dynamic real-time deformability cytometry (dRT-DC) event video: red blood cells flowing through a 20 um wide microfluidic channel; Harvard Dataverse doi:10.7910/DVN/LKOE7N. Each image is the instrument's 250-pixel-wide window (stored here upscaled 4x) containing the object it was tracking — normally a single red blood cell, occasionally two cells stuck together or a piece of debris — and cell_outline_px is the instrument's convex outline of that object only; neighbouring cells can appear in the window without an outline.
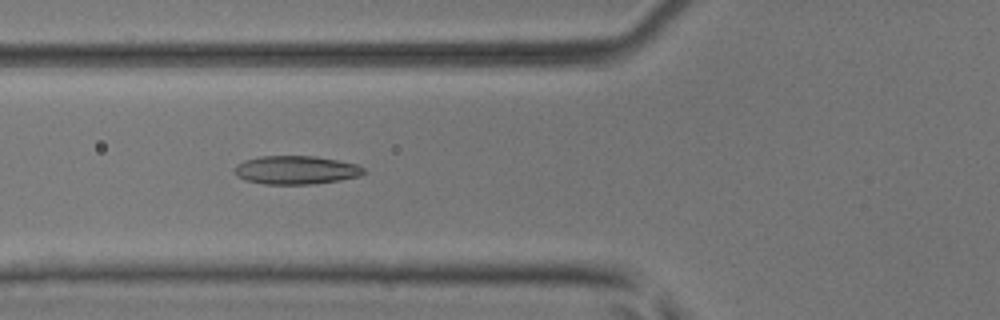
{"species": "common noctule bat (a hibernating species)", "species_latin": "Nyctalus noctula", "temperature_condition": "room temperature", "stored_images_in_passage": 50, "camera_frame_rate_fps": 3000, "um_per_image_px": 0.085, "animal": {"sex": "male", "body_mass_g": 17.9, "forearm_length_mm": 54.2}, "frame": {"image": 1, "passage_image": 19, "time_ms": 6.0, "image_size_px": [1000, 320], "cell_outline_px": [[364, 172], [360, 176], [340, 180], [312, 184], [264, 184], [244, 180], [236, 176], [236, 164], [244, 160], [260, 156], [316, 156], [356, 164], [364, 168]], "centroid_in_image_um": [25.14, 14.45], "position_along_channel_um": 100.7, "area_um2": 21.39}}
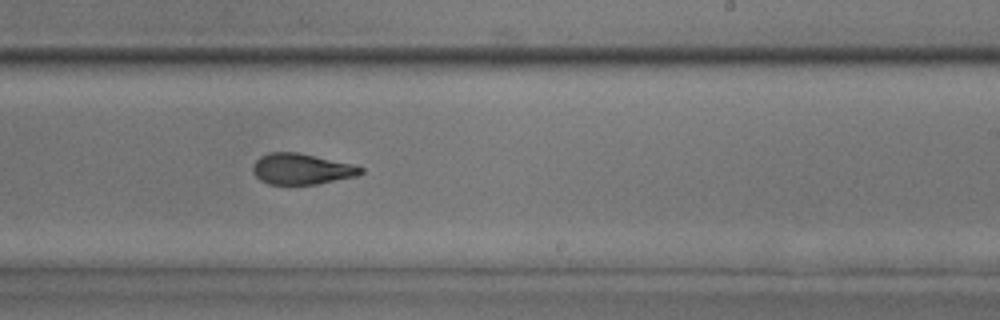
{"frame": {"image": 2, "passage_image": 31, "time_ms": 10.0, "image_size_px": [1000, 320], "cell_outline_px": [[364, 172], [356, 176], [316, 184], [268, 184], [260, 180], [252, 172], [252, 164], [260, 156], [268, 152], [296, 152], [352, 164], [364, 168]], "centroid_in_image_um": [25.59, 14.36], "position_along_channel_um": 263.4, "area_um2": 19.36}}
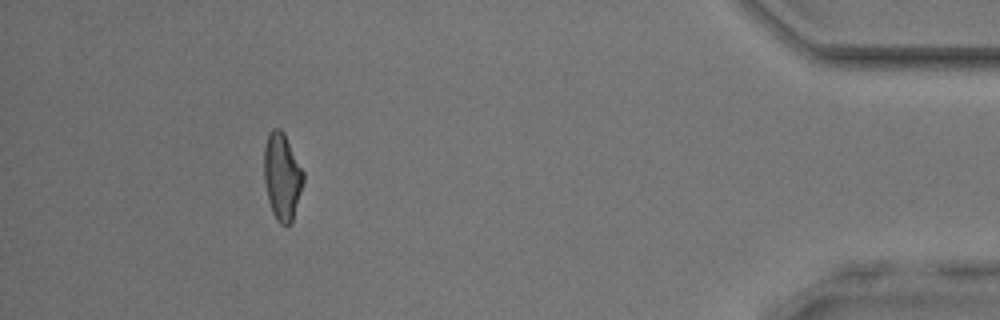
{"frame": {"image": 3, "passage_image": 46, "time_ms": 15.0, "image_size_px": [1000, 320], "cell_outline_px": [[304, 180], [292, 220], [288, 228], [280, 224], [276, 220], [272, 212], [268, 200], [264, 180], [264, 148], [268, 132], [272, 128], [280, 128], [284, 132], [304, 172]], "centroid_in_image_um": [23.96, 15.0], "position_along_channel_um": 411.2, "area_um2": 20.06}}